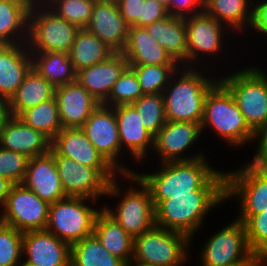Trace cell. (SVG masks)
Listing matches in <instances>:
<instances>
[{
  "label": "cell",
  "instance_id": "obj_47",
  "mask_svg": "<svg viewBox=\"0 0 267 266\" xmlns=\"http://www.w3.org/2000/svg\"><path fill=\"white\" fill-rule=\"evenodd\" d=\"M252 9L251 28L267 35V1L258 3Z\"/></svg>",
  "mask_w": 267,
  "mask_h": 266
},
{
  "label": "cell",
  "instance_id": "obj_15",
  "mask_svg": "<svg viewBox=\"0 0 267 266\" xmlns=\"http://www.w3.org/2000/svg\"><path fill=\"white\" fill-rule=\"evenodd\" d=\"M201 125L186 121H169L167 120L164 126L154 136L153 149L159 153L162 162L173 161H188L197 158H202V153L190 158L182 157L184 151L190 148L191 144L196 142V139L201 134Z\"/></svg>",
  "mask_w": 267,
  "mask_h": 266
},
{
  "label": "cell",
  "instance_id": "obj_52",
  "mask_svg": "<svg viewBox=\"0 0 267 266\" xmlns=\"http://www.w3.org/2000/svg\"><path fill=\"white\" fill-rule=\"evenodd\" d=\"M159 3H161L164 7L168 8L170 4V0H157Z\"/></svg>",
  "mask_w": 267,
  "mask_h": 266
},
{
  "label": "cell",
  "instance_id": "obj_13",
  "mask_svg": "<svg viewBox=\"0 0 267 266\" xmlns=\"http://www.w3.org/2000/svg\"><path fill=\"white\" fill-rule=\"evenodd\" d=\"M50 204L22 183L14 184L3 205L0 222L20 232L45 230Z\"/></svg>",
  "mask_w": 267,
  "mask_h": 266
},
{
  "label": "cell",
  "instance_id": "obj_27",
  "mask_svg": "<svg viewBox=\"0 0 267 266\" xmlns=\"http://www.w3.org/2000/svg\"><path fill=\"white\" fill-rule=\"evenodd\" d=\"M147 32L178 64L187 63V36L185 18L168 16L145 26Z\"/></svg>",
  "mask_w": 267,
  "mask_h": 266
},
{
  "label": "cell",
  "instance_id": "obj_29",
  "mask_svg": "<svg viewBox=\"0 0 267 266\" xmlns=\"http://www.w3.org/2000/svg\"><path fill=\"white\" fill-rule=\"evenodd\" d=\"M93 234L112 255L129 264L133 258L134 238L102 210L96 217Z\"/></svg>",
  "mask_w": 267,
  "mask_h": 266
},
{
  "label": "cell",
  "instance_id": "obj_41",
  "mask_svg": "<svg viewBox=\"0 0 267 266\" xmlns=\"http://www.w3.org/2000/svg\"><path fill=\"white\" fill-rule=\"evenodd\" d=\"M244 225L250 250L264 261L267 258V209L251 216Z\"/></svg>",
  "mask_w": 267,
  "mask_h": 266
},
{
  "label": "cell",
  "instance_id": "obj_44",
  "mask_svg": "<svg viewBox=\"0 0 267 266\" xmlns=\"http://www.w3.org/2000/svg\"><path fill=\"white\" fill-rule=\"evenodd\" d=\"M167 8L157 0H145L142 2V17H140V27H145L154 22L168 17Z\"/></svg>",
  "mask_w": 267,
  "mask_h": 266
},
{
  "label": "cell",
  "instance_id": "obj_24",
  "mask_svg": "<svg viewBox=\"0 0 267 266\" xmlns=\"http://www.w3.org/2000/svg\"><path fill=\"white\" fill-rule=\"evenodd\" d=\"M187 38V61L197 60V56L217 53L222 45V26L214 17L201 14L185 18Z\"/></svg>",
  "mask_w": 267,
  "mask_h": 266
},
{
  "label": "cell",
  "instance_id": "obj_42",
  "mask_svg": "<svg viewBox=\"0 0 267 266\" xmlns=\"http://www.w3.org/2000/svg\"><path fill=\"white\" fill-rule=\"evenodd\" d=\"M29 158L15 151L0 147V177L14 184L23 182Z\"/></svg>",
  "mask_w": 267,
  "mask_h": 266
},
{
  "label": "cell",
  "instance_id": "obj_16",
  "mask_svg": "<svg viewBox=\"0 0 267 266\" xmlns=\"http://www.w3.org/2000/svg\"><path fill=\"white\" fill-rule=\"evenodd\" d=\"M85 29L115 52H121L127 41L129 25L121 15L115 0H96Z\"/></svg>",
  "mask_w": 267,
  "mask_h": 266
},
{
  "label": "cell",
  "instance_id": "obj_25",
  "mask_svg": "<svg viewBox=\"0 0 267 266\" xmlns=\"http://www.w3.org/2000/svg\"><path fill=\"white\" fill-rule=\"evenodd\" d=\"M113 109L121 148L126 146L135 159L142 160L147 154V147L154 146V136L141 123L140 114L132 104L115 106Z\"/></svg>",
  "mask_w": 267,
  "mask_h": 266
},
{
  "label": "cell",
  "instance_id": "obj_35",
  "mask_svg": "<svg viewBox=\"0 0 267 266\" xmlns=\"http://www.w3.org/2000/svg\"><path fill=\"white\" fill-rule=\"evenodd\" d=\"M18 117L50 141L62 130L56 97L24 110Z\"/></svg>",
  "mask_w": 267,
  "mask_h": 266
},
{
  "label": "cell",
  "instance_id": "obj_46",
  "mask_svg": "<svg viewBox=\"0 0 267 266\" xmlns=\"http://www.w3.org/2000/svg\"><path fill=\"white\" fill-rule=\"evenodd\" d=\"M260 137L258 149L253 161L249 164L253 166L267 167V121L254 132L253 138Z\"/></svg>",
  "mask_w": 267,
  "mask_h": 266
},
{
  "label": "cell",
  "instance_id": "obj_7",
  "mask_svg": "<svg viewBox=\"0 0 267 266\" xmlns=\"http://www.w3.org/2000/svg\"><path fill=\"white\" fill-rule=\"evenodd\" d=\"M218 80L230 91L253 132L267 121V75L263 71L248 67Z\"/></svg>",
  "mask_w": 267,
  "mask_h": 266
},
{
  "label": "cell",
  "instance_id": "obj_50",
  "mask_svg": "<svg viewBox=\"0 0 267 266\" xmlns=\"http://www.w3.org/2000/svg\"><path fill=\"white\" fill-rule=\"evenodd\" d=\"M17 2L24 8H26L29 12L35 10L37 6L39 7L38 1L37 0H10Z\"/></svg>",
  "mask_w": 267,
  "mask_h": 266
},
{
  "label": "cell",
  "instance_id": "obj_1",
  "mask_svg": "<svg viewBox=\"0 0 267 266\" xmlns=\"http://www.w3.org/2000/svg\"><path fill=\"white\" fill-rule=\"evenodd\" d=\"M205 158L162 163V170L136 176L148 187L156 208L169 195H193L198 189H225V173L214 170Z\"/></svg>",
  "mask_w": 267,
  "mask_h": 266
},
{
  "label": "cell",
  "instance_id": "obj_5",
  "mask_svg": "<svg viewBox=\"0 0 267 266\" xmlns=\"http://www.w3.org/2000/svg\"><path fill=\"white\" fill-rule=\"evenodd\" d=\"M66 196L97 200L102 195L119 196L114 168H91L65 156H54Z\"/></svg>",
  "mask_w": 267,
  "mask_h": 266
},
{
  "label": "cell",
  "instance_id": "obj_22",
  "mask_svg": "<svg viewBox=\"0 0 267 266\" xmlns=\"http://www.w3.org/2000/svg\"><path fill=\"white\" fill-rule=\"evenodd\" d=\"M21 44H0V98L6 101L12 98L32 68L28 44Z\"/></svg>",
  "mask_w": 267,
  "mask_h": 266
},
{
  "label": "cell",
  "instance_id": "obj_51",
  "mask_svg": "<svg viewBox=\"0 0 267 266\" xmlns=\"http://www.w3.org/2000/svg\"><path fill=\"white\" fill-rule=\"evenodd\" d=\"M37 1H38V3H39V6H40V4H41L42 6H49V4L52 3L54 0H44V1H43V0H41V1H40V0H37ZM42 1H43L44 3H43ZM40 2H41V3H40ZM42 3H43L44 5H43ZM46 3H47V4H46Z\"/></svg>",
  "mask_w": 267,
  "mask_h": 266
},
{
  "label": "cell",
  "instance_id": "obj_54",
  "mask_svg": "<svg viewBox=\"0 0 267 266\" xmlns=\"http://www.w3.org/2000/svg\"><path fill=\"white\" fill-rule=\"evenodd\" d=\"M134 264H135V265H134ZM134 264H133V262H130L129 264H126V266H133V265H134V266H142V265H139V264H136V263H134Z\"/></svg>",
  "mask_w": 267,
  "mask_h": 266
},
{
  "label": "cell",
  "instance_id": "obj_10",
  "mask_svg": "<svg viewBox=\"0 0 267 266\" xmlns=\"http://www.w3.org/2000/svg\"><path fill=\"white\" fill-rule=\"evenodd\" d=\"M79 30L78 26L59 17L48 6H39L29 12L28 38L30 39L26 42L29 44L30 52L69 53Z\"/></svg>",
  "mask_w": 267,
  "mask_h": 266
},
{
  "label": "cell",
  "instance_id": "obj_33",
  "mask_svg": "<svg viewBox=\"0 0 267 266\" xmlns=\"http://www.w3.org/2000/svg\"><path fill=\"white\" fill-rule=\"evenodd\" d=\"M70 266H126V263L107 251L92 234L71 245Z\"/></svg>",
  "mask_w": 267,
  "mask_h": 266
},
{
  "label": "cell",
  "instance_id": "obj_21",
  "mask_svg": "<svg viewBox=\"0 0 267 266\" xmlns=\"http://www.w3.org/2000/svg\"><path fill=\"white\" fill-rule=\"evenodd\" d=\"M0 147L31 159L48 153L51 141L41 132L25 124L19 117L10 116L0 129Z\"/></svg>",
  "mask_w": 267,
  "mask_h": 266
},
{
  "label": "cell",
  "instance_id": "obj_39",
  "mask_svg": "<svg viewBox=\"0 0 267 266\" xmlns=\"http://www.w3.org/2000/svg\"><path fill=\"white\" fill-rule=\"evenodd\" d=\"M95 2L96 0H54L48 7L59 17L83 29L90 21Z\"/></svg>",
  "mask_w": 267,
  "mask_h": 266
},
{
  "label": "cell",
  "instance_id": "obj_53",
  "mask_svg": "<svg viewBox=\"0 0 267 266\" xmlns=\"http://www.w3.org/2000/svg\"><path fill=\"white\" fill-rule=\"evenodd\" d=\"M21 266H36V265H33L31 263H27V262H23V264H22V261H21Z\"/></svg>",
  "mask_w": 267,
  "mask_h": 266
},
{
  "label": "cell",
  "instance_id": "obj_23",
  "mask_svg": "<svg viewBox=\"0 0 267 266\" xmlns=\"http://www.w3.org/2000/svg\"><path fill=\"white\" fill-rule=\"evenodd\" d=\"M50 152L91 168H113L96 150L81 128H62L51 141Z\"/></svg>",
  "mask_w": 267,
  "mask_h": 266
},
{
  "label": "cell",
  "instance_id": "obj_3",
  "mask_svg": "<svg viewBox=\"0 0 267 266\" xmlns=\"http://www.w3.org/2000/svg\"><path fill=\"white\" fill-rule=\"evenodd\" d=\"M184 68L186 70L182 72L178 69L179 79L173 77L177 71L172 75L169 86L162 93L166 120L201 124L205 97L218 80H211L210 77L198 73L197 69H192L191 64V69Z\"/></svg>",
  "mask_w": 267,
  "mask_h": 266
},
{
  "label": "cell",
  "instance_id": "obj_12",
  "mask_svg": "<svg viewBox=\"0 0 267 266\" xmlns=\"http://www.w3.org/2000/svg\"><path fill=\"white\" fill-rule=\"evenodd\" d=\"M133 183L136 181L140 189H130L118 203L115 212L108 207L102 208L115 222L122 226L132 237L136 238L155 226V207L148 187L135 173L125 174Z\"/></svg>",
  "mask_w": 267,
  "mask_h": 266
},
{
  "label": "cell",
  "instance_id": "obj_48",
  "mask_svg": "<svg viewBox=\"0 0 267 266\" xmlns=\"http://www.w3.org/2000/svg\"><path fill=\"white\" fill-rule=\"evenodd\" d=\"M14 183L10 180L0 177V207L5 204L8 194Z\"/></svg>",
  "mask_w": 267,
  "mask_h": 266
},
{
  "label": "cell",
  "instance_id": "obj_19",
  "mask_svg": "<svg viewBox=\"0 0 267 266\" xmlns=\"http://www.w3.org/2000/svg\"><path fill=\"white\" fill-rule=\"evenodd\" d=\"M55 97L62 128H81L101 104L77 81L56 87Z\"/></svg>",
  "mask_w": 267,
  "mask_h": 266
},
{
  "label": "cell",
  "instance_id": "obj_37",
  "mask_svg": "<svg viewBox=\"0 0 267 266\" xmlns=\"http://www.w3.org/2000/svg\"><path fill=\"white\" fill-rule=\"evenodd\" d=\"M141 117V123L155 136L166 123L163 94H144L132 104Z\"/></svg>",
  "mask_w": 267,
  "mask_h": 266
},
{
  "label": "cell",
  "instance_id": "obj_26",
  "mask_svg": "<svg viewBox=\"0 0 267 266\" xmlns=\"http://www.w3.org/2000/svg\"><path fill=\"white\" fill-rule=\"evenodd\" d=\"M128 65H180L147 32L145 27L129 26L127 41L121 51Z\"/></svg>",
  "mask_w": 267,
  "mask_h": 266
},
{
  "label": "cell",
  "instance_id": "obj_17",
  "mask_svg": "<svg viewBox=\"0 0 267 266\" xmlns=\"http://www.w3.org/2000/svg\"><path fill=\"white\" fill-rule=\"evenodd\" d=\"M70 248L68 243L47 230L23 233L25 262L36 266H70Z\"/></svg>",
  "mask_w": 267,
  "mask_h": 266
},
{
  "label": "cell",
  "instance_id": "obj_43",
  "mask_svg": "<svg viewBox=\"0 0 267 266\" xmlns=\"http://www.w3.org/2000/svg\"><path fill=\"white\" fill-rule=\"evenodd\" d=\"M167 12L168 15L177 18H187L198 15L203 12V0H170Z\"/></svg>",
  "mask_w": 267,
  "mask_h": 266
},
{
  "label": "cell",
  "instance_id": "obj_4",
  "mask_svg": "<svg viewBox=\"0 0 267 266\" xmlns=\"http://www.w3.org/2000/svg\"><path fill=\"white\" fill-rule=\"evenodd\" d=\"M201 131L207 126L218 133L231 146L252 141L254 132L247 125L230 91L218 81L204 100Z\"/></svg>",
  "mask_w": 267,
  "mask_h": 266
},
{
  "label": "cell",
  "instance_id": "obj_28",
  "mask_svg": "<svg viewBox=\"0 0 267 266\" xmlns=\"http://www.w3.org/2000/svg\"><path fill=\"white\" fill-rule=\"evenodd\" d=\"M55 89L34 68H31L8 101L10 115L18 117L24 110L52 99L55 97Z\"/></svg>",
  "mask_w": 267,
  "mask_h": 266
},
{
  "label": "cell",
  "instance_id": "obj_9",
  "mask_svg": "<svg viewBox=\"0 0 267 266\" xmlns=\"http://www.w3.org/2000/svg\"><path fill=\"white\" fill-rule=\"evenodd\" d=\"M87 200L67 196L51 203L45 230L70 246L92 235L96 217L102 210L85 205L84 201Z\"/></svg>",
  "mask_w": 267,
  "mask_h": 266
},
{
  "label": "cell",
  "instance_id": "obj_31",
  "mask_svg": "<svg viewBox=\"0 0 267 266\" xmlns=\"http://www.w3.org/2000/svg\"><path fill=\"white\" fill-rule=\"evenodd\" d=\"M115 51L87 29H80L69 56L76 72L107 60Z\"/></svg>",
  "mask_w": 267,
  "mask_h": 266
},
{
  "label": "cell",
  "instance_id": "obj_11",
  "mask_svg": "<svg viewBox=\"0 0 267 266\" xmlns=\"http://www.w3.org/2000/svg\"><path fill=\"white\" fill-rule=\"evenodd\" d=\"M241 170L225 172L226 200L238 196L240 217L245 223L251 216L267 209V167L253 166L249 163Z\"/></svg>",
  "mask_w": 267,
  "mask_h": 266
},
{
  "label": "cell",
  "instance_id": "obj_32",
  "mask_svg": "<svg viewBox=\"0 0 267 266\" xmlns=\"http://www.w3.org/2000/svg\"><path fill=\"white\" fill-rule=\"evenodd\" d=\"M28 26L29 11L26 8L14 1L0 0V44L27 43Z\"/></svg>",
  "mask_w": 267,
  "mask_h": 266
},
{
  "label": "cell",
  "instance_id": "obj_38",
  "mask_svg": "<svg viewBox=\"0 0 267 266\" xmlns=\"http://www.w3.org/2000/svg\"><path fill=\"white\" fill-rule=\"evenodd\" d=\"M143 94L134 70L127 66L114 83L113 89L103 103L108 107L133 104Z\"/></svg>",
  "mask_w": 267,
  "mask_h": 266
},
{
  "label": "cell",
  "instance_id": "obj_20",
  "mask_svg": "<svg viewBox=\"0 0 267 266\" xmlns=\"http://www.w3.org/2000/svg\"><path fill=\"white\" fill-rule=\"evenodd\" d=\"M127 66L128 61L124 54L115 52L107 60L78 71L76 81L103 104Z\"/></svg>",
  "mask_w": 267,
  "mask_h": 266
},
{
  "label": "cell",
  "instance_id": "obj_36",
  "mask_svg": "<svg viewBox=\"0 0 267 266\" xmlns=\"http://www.w3.org/2000/svg\"><path fill=\"white\" fill-rule=\"evenodd\" d=\"M138 79L143 94H162L180 65H128Z\"/></svg>",
  "mask_w": 267,
  "mask_h": 266
},
{
  "label": "cell",
  "instance_id": "obj_2",
  "mask_svg": "<svg viewBox=\"0 0 267 266\" xmlns=\"http://www.w3.org/2000/svg\"><path fill=\"white\" fill-rule=\"evenodd\" d=\"M224 200L225 189H198L193 195H169V199L155 208V226L182 232L192 239L203 217Z\"/></svg>",
  "mask_w": 267,
  "mask_h": 266
},
{
  "label": "cell",
  "instance_id": "obj_6",
  "mask_svg": "<svg viewBox=\"0 0 267 266\" xmlns=\"http://www.w3.org/2000/svg\"><path fill=\"white\" fill-rule=\"evenodd\" d=\"M190 240L182 232L154 226L134 238L131 262L142 266H180L188 258Z\"/></svg>",
  "mask_w": 267,
  "mask_h": 266
},
{
  "label": "cell",
  "instance_id": "obj_40",
  "mask_svg": "<svg viewBox=\"0 0 267 266\" xmlns=\"http://www.w3.org/2000/svg\"><path fill=\"white\" fill-rule=\"evenodd\" d=\"M23 250V232L0 222V266H18Z\"/></svg>",
  "mask_w": 267,
  "mask_h": 266
},
{
  "label": "cell",
  "instance_id": "obj_8",
  "mask_svg": "<svg viewBox=\"0 0 267 266\" xmlns=\"http://www.w3.org/2000/svg\"><path fill=\"white\" fill-rule=\"evenodd\" d=\"M203 248L202 266H264L250 250L245 225L237 219L209 238Z\"/></svg>",
  "mask_w": 267,
  "mask_h": 266
},
{
  "label": "cell",
  "instance_id": "obj_14",
  "mask_svg": "<svg viewBox=\"0 0 267 266\" xmlns=\"http://www.w3.org/2000/svg\"><path fill=\"white\" fill-rule=\"evenodd\" d=\"M89 141L104 159L119 174H132L122 165L118 164L116 157L121 151L118 125L113 107L100 104L81 127Z\"/></svg>",
  "mask_w": 267,
  "mask_h": 266
},
{
  "label": "cell",
  "instance_id": "obj_34",
  "mask_svg": "<svg viewBox=\"0 0 267 266\" xmlns=\"http://www.w3.org/2000/svg\"><path fill=\"white\" fill-rule=\"evenodd\" d=\"M248 2L249 0H203V11L218 22L241 32L243 26H250L252 21V10L248 12Z\"/></svg>",
  "mask_w": 267,
  "mask_h": 266
},
{
  "label": "cell",
  "instance_id": "obj_49",
  "mask_svg": "<svg viewBox=\"0 0 267 266\" xmlns=\"http://www.w3.org/2000/svg\"><path fill=\"white\" fill-rule=\"evenodd\" d=\"M10 116L8 101L0 98V129Z\"/></svg>",
  "mask_w": 267,
  "mask_h": 266
},
{
  "label": "cell",
  "instance_id": "obj_18",
  "mask_svg": "<svg viewBox=\"0 0 267 266\" xmlns=\"http://www.w3.org/2000/svg\"><path fill=\"white\" fill-rule=\"evenodd\" d=\"M22 184L49 204L67 197L50 151L29 159Z\"/></svg>",
  "mask_w": 267,
  "mask_h": 266
},
{
  "label": "cell",
  "instance_id": "obj_45",
  "mask_svg": "<svg viewBox=\"0 0 267 266\" xmlns=\"http://www.w3.org/2000/svg\"><path fill=\"white\" fill-rule=\"evenodd\" d=\"M121 15L129 26L140 27L142 2L145 0H115Z\"/></svg>",
  "mask_w": 267,
  "mask_h": 266
},
{
  "label": "cell",
  "instance_id": "obj_30",
  "mask_svg": "<svg viewBox=\"0 0 267 266\" xmlns=\"http://www.w3.org/2000/svg\"><path fill=\"white\" fill-rule=\"evenodd\" d=\"M31 56L32 68L55 88L76 81L77 72L69 53L63 51L31 52Z\"/></svg>",
  "mask_w": 267,
  "mask_h": 266
}]
</instances>
